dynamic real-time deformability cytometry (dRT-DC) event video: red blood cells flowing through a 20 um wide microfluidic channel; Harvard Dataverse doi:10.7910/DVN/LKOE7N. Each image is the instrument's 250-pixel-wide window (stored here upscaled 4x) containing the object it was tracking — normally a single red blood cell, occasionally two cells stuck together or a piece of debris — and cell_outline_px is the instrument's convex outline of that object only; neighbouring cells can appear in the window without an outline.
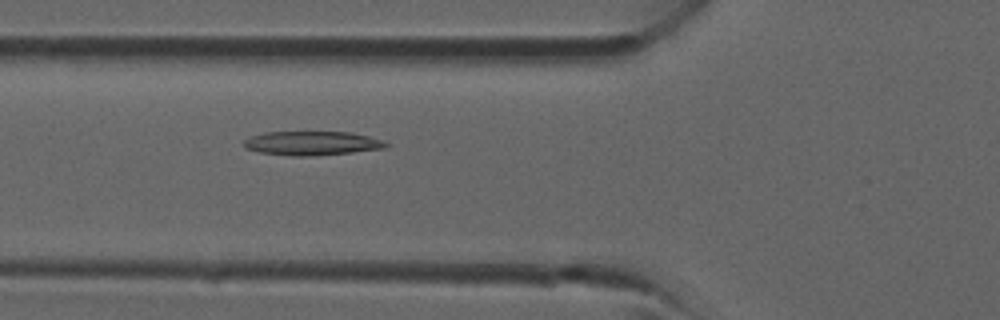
{"species": "common noctule bat (a hibernating species)", "species_latin": "Nyctalus noctula", "temperature_condition": "room temperature", "stored_images_in_passage": 24, "camera_frame_rate_fps": 3000, "um_per_image_px": 0.085, "animal": {"sex": "male", "forearm_length_mm": 52.5}, "frame": {"image": 1, "passage_image": 12, "time_ms": 3.667, "image_size_px": [1000, 320], "cell_outline_px": [[388, 144], [384, 148], [352, 152], [312, 156], [292, 156], [260, 152], [244, 148], [244, 140], [252, 136], [264, 132], [352, 132], [384, 140]], "centroid_in_image_um": [26.51, 12.17], "position_along_channel_um": 99.3, "area_um2": 19.83}}
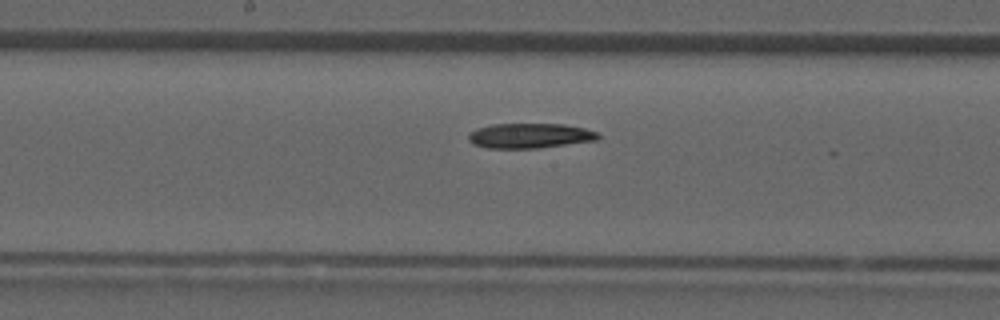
{"frame": {"image": 2, "passage_image": 18, "time_ms": 5.667, "image_size_px": [1000, 320], "cell_outline_px": [[600, 136], [596, 140], [536, 148], [488, 148], [476, 144], [468, 140], [468, 132], [476, 128], [492, 124], [564, 124], [584, 128], [600, 132]], "centroid_in_image_um": [45.03, 11.52], "position_along_channel_um": 203.2, "area_um2": 18.79}}
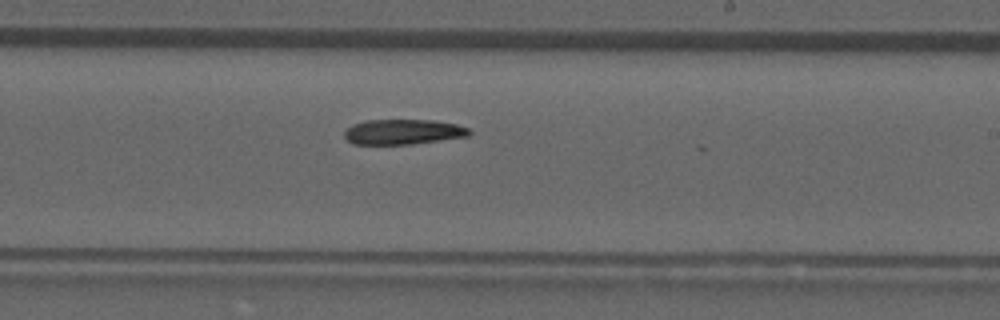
{"frame": {"image": 3, "passage_image": 21, "time_ms": 6.667, "image_size_px": [1000, 320], "cell_outline_px": [[472, 132], [468, 136], [412, 144], [352, 144], [344, 136], [344, 132], [352, 124], [368, 120], [432, 120], [456, 124], [468, 128]], "centroid_in_image_um": [34.25, 11.21], "position_along_channel_um": 254.7, "area_um2": 18.21}}